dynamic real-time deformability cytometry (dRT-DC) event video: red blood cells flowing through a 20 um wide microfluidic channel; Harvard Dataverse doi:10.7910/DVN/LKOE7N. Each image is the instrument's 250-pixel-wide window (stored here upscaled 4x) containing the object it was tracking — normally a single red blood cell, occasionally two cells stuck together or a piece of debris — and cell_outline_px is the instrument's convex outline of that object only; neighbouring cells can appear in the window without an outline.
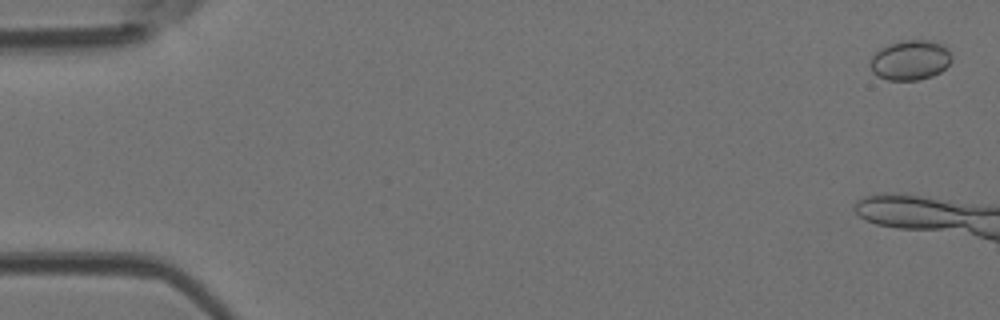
{"species": "Egyptian fruit bat (a non-hibernating species)", "species_latin": "Rousettus aegyptiacus", "temperature_condition": "room temperature", "stored_images_in_passage": 6, "camera_frame_rate_fps": 3000, "um_per_image_px": 0.085, "animal": {"sex": "female"}, "frame": {"image": 1, "passage_image": 1, "time_ms": 0.0, "image_size_px": [1000, 320], "cell_outline_px": [[952, 60], [940, 72], [932, 76], [920, 80], [888, 80], [876, 76], [872, 72], [868, 64], [872, 56], [880, 48], [888, 44], [900, 40], [932, 40], [944, 44], [948, 48], [952, 56]], "centroid_in_image_um": [77.36, 5.1], "position_along_channel_um": 7.6, "area_um2": 19.36}}
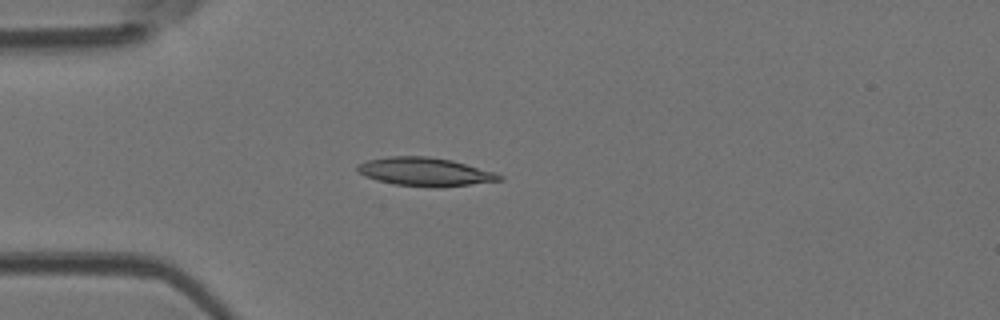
{"frame": {"image": 2, "passage_image": 6, "time_ms": 1.667, "image_size_px": [1000, 320], "cell_outline_px": [[504, 180], [440, 188], [436, 188], [396, 184], [376, 180], [364, 176], [356, 168], [356, 164], [368, 160], [388, 156], [428, 156], [452, 160], [496, 172], [504, 176]], "centroid_in_image_um": [36.16, 14.6], "position_along_channel_um": 48.8, "area_um2": 23.76}}